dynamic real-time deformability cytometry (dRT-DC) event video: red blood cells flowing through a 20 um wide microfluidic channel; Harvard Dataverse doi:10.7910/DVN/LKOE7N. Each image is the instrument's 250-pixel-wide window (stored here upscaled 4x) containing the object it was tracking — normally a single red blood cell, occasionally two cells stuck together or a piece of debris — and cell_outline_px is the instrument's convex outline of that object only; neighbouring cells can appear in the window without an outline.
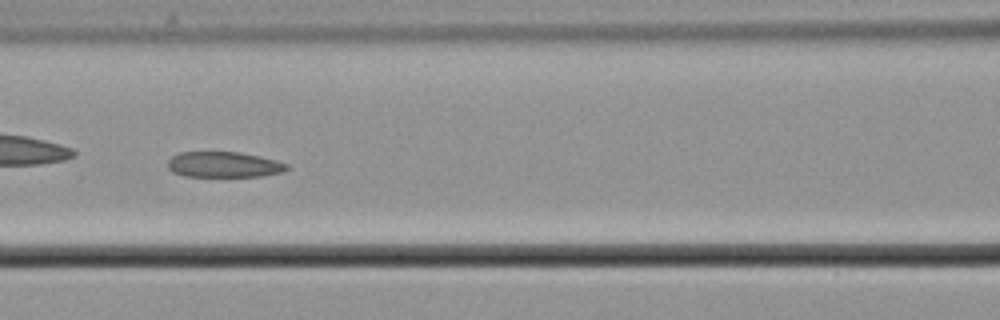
{"species": "common noctule bat (a hibernating species)", "species_latin": "Nyctalus noctula", "temperature_condition": "cold", "stored_images_in_passage": 57, "camera_frame_rate_fps": 3000, "um_per_image_px": 0.085, "animal": {"sex": "male", "body_mass_g": 21.5, "forearm_length_mm": 52.0}, "frame": {"image": 1, "passage_image": 25, "time_ms": 8.0, "image_size_px": [1000, 320], "cell_outline_px": [[288, 168], [284, 172], [260, 176], [184, 176], [172, 172], [168, 168], [168, 160], [172, 156], [180, 152], [240, 152], [260, 156], [276, 160], [288, 164]], "centroid_in_image_um": [19.03, 13.98], "position_along_channel_um": 147.6, "area_um2": 17.8}}